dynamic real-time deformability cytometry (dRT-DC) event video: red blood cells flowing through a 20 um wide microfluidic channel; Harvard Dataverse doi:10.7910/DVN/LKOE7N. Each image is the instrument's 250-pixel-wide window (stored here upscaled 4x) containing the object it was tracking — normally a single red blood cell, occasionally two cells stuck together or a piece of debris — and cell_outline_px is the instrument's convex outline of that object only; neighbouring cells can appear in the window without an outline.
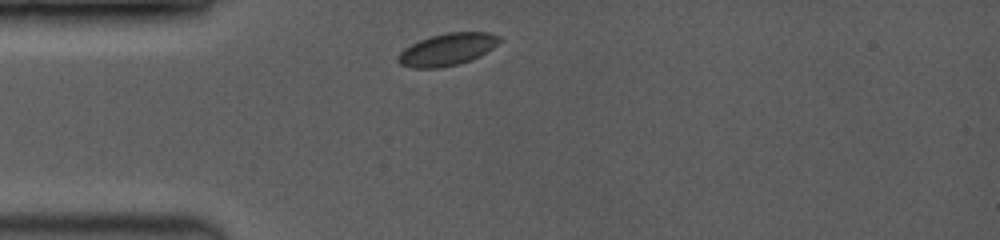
{"species": "common noctule bat (a hibernating species)", "species_latin": "Nyctalus noctula", "temperature_condition": "room temperature", "stored_images_in_passage": 1, "camera_frame_rate_fps": 3500, "um_per_image_px": 0.085, "animal": {"sex": "female", "body_mass_g": 19.0, "forearm_length_mm": 53.3}, "frame": {"image": 1, "passage_image": 1, "time_ms": 0.0, "image_size_px": [1000, 240], "cell_outline_px": [[500, 40], [492, 48], [468, 60], [456, 64], [440, 68], [416, 68], [400, 64], [396, 60], [396, 56], [404, 48], [420, 40], [432, 36], [448, 32], [492, 32], [500, 36]], "centroid_in_image_um": [37.98, 4.19], "position_along_channel_um": 47.0, "area_um2": 18.67}}